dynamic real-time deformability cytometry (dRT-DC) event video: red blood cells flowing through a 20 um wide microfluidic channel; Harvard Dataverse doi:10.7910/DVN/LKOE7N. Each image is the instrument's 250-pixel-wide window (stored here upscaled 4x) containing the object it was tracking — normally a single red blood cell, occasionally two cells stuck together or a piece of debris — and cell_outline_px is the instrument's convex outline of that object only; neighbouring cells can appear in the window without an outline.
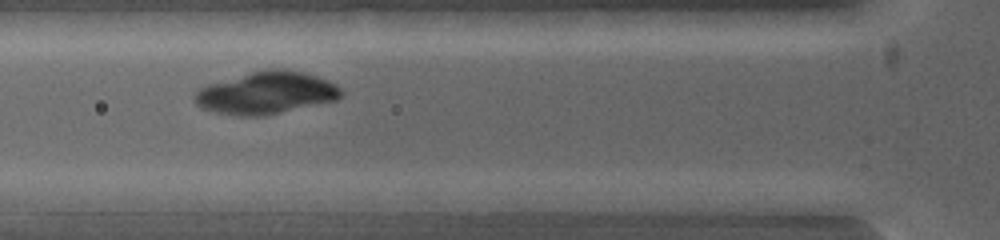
{"species": "common noctule bat (a hibernating species)", "species_latin": "Nyctalus noctula", "temperature_condition": "warm", "stored_images_in_passage": 4, "camera_frame_rate_fps": 5000, "um_per_image_px": 0.085, "animal": {"sex": "female", "body_mass_g": 19.0, "forearm_length_mm": 53.3}, "frame": {"image": 1, "passage_image": 4, "time_ms": 0.8, "image_size_px": [1000, 240], "cell_outline_px": [[600, 200], [544, 212], [508, 212], [500, 200], [500, 192], [584, 192]], "centroid_in_image_um": [46.14, 17.07], "position_along_channel_um": 79.7, "area_um2": 11.21}}